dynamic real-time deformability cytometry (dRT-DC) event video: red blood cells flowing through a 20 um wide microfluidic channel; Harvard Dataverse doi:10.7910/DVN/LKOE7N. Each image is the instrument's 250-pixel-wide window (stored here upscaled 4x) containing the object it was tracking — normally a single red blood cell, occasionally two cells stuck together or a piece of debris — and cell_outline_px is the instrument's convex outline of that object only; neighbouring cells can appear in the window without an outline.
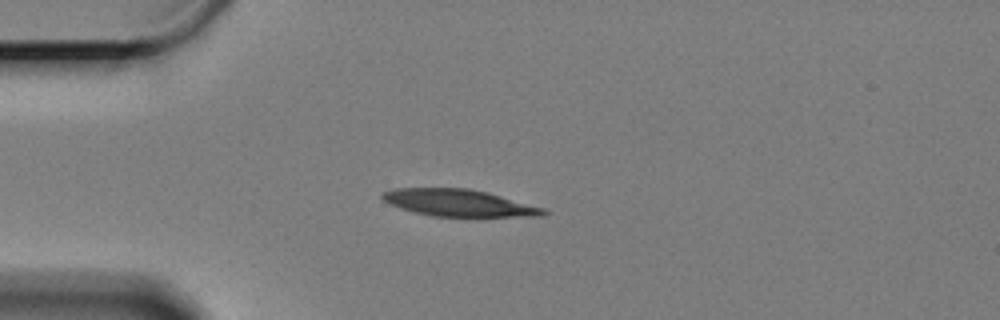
{"species": "Egyptian fruit bat (a non-hibernating species)", "species_latin": "Rousettus aegyptiacus", "temperature_condition": "cold", "stored_images_in_passage": 46, "camera_frame_rate_fps": 3000, "um_per_image_px": 0.085, "animal": {"sex": "female"}, "frame": {"image": 1, "passage_image": 1, "time_ms": 0.0, "image_size_px": [1000, 320], "cell_outline_px": [[548, 212], [540, 216], [476, 220], [432, 216], [400, 208], [384, 200], [380, 196], [384, 192], [396, 188], [468, 188], [488, 192], [544, 208]], "centroid_in_image_um": [39.12, 17.31], "position_along_channel_um": 45.9, "area_um2": 26.47}}
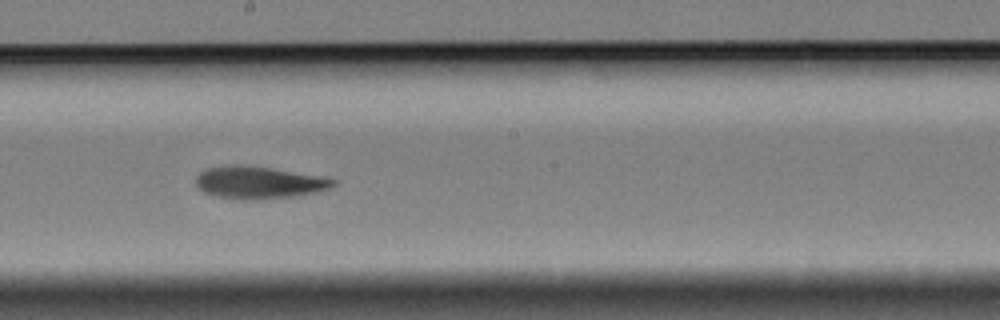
{"frame": {"image": 2, "passage_image": 19, "time_ms": 6.0, "image_size_px": [1000, 320], "cell_outline_px": [[336, 184], [328, 188], [316, 192], [292, 196], [256, 200], [240, 200], [216, 196], [204, 192], [196, 184], [196, 176], [204, 168], [232, 164], [244, 164], [272, 168], [324, 176], [336, 180]], "centroid_in_image_um": [21.98, 15.5], "position_along_channel_um": 226.2, "area_um2": 26.13}}
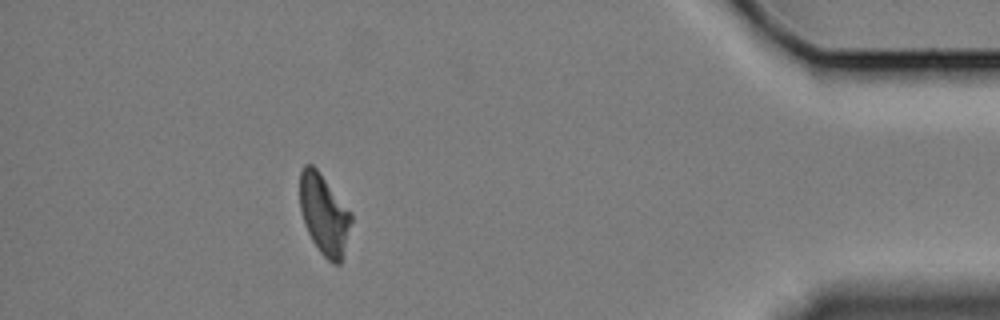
{"frame": {"image": 3, "passage_image": 40, "time_ms": 13.0, "image_size_px": [1000, 320], "cell_outline_px": [[352, 220], [340, 264], [332, 264], [320, 252], [312, 240], [304, 224], [300, 208], [300, 172], [304, 164], [312, 164], [316, 168], [352, 212]], "centroid_in_image_um": [27.54, 18.21], "position_along_channel_um": 407.7, "area_um2": 23.93}, "authors_computed_cell_mechanics": {"area_um2": 25.2586, "velocity_mm_per_s": 3.2875, "shape_relaxation_time_tau1_ms": 4.2062, "shape_relaxation_time_tau2_ms": 11.3045, "deformation_change_tau1": 0.1325, "deformation_change_tau2": 0.1783}}